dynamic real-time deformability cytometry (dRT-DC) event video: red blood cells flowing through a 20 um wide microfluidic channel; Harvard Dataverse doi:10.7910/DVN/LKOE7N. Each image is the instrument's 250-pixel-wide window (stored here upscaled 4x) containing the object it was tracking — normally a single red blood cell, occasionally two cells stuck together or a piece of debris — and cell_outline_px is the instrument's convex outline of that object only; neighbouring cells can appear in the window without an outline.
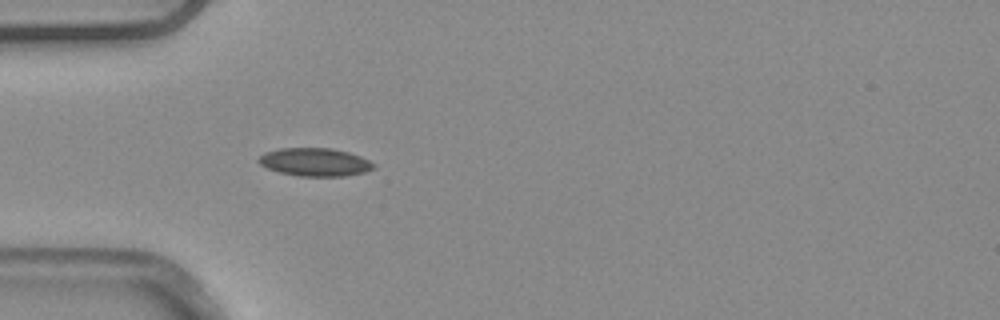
{"species": "common noctule bat (a hibernating species)", "species_latin": "Nyctalus noctula", "temperature_condition": "warm", "stored_images_in_passage": 5, "camera_frame_rate_fps": 3000, "um_per_image_px": 0.085, "animal": {"sex": "male", "body_mass_g": 20.4}, "frame": {"image": 1, "passage_image": 5, "time_ms": 1.333, "image_size_px": [1000, 320], "cell_outline_px": [[376, 168], [364, 172], [344, 176], [300, 176], [280, 172], [268, 168], [260, 164], [256, 160], [264, 152], [280, 148], [332, 148], [348, 152], [360, 156], [376, 164]], "centroid_in_image_um": [26.78, 13.77], "position_along_channel_um": 58.2, "area_um2": 18.84}}